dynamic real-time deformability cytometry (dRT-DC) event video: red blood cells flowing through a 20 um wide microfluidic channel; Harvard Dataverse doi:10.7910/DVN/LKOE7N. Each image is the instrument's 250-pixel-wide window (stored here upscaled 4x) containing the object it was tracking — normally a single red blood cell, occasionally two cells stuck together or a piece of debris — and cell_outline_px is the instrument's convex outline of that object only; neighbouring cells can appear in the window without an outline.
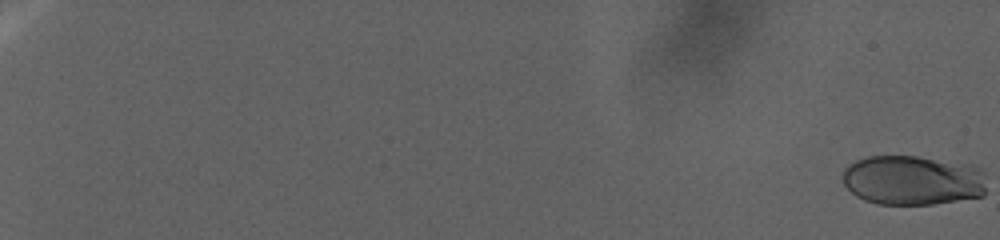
{"species": "human", "species_latin": "Homo sapiens", "temperature_condition": "warm", "stored_images_in_passage": 57, "camera_frame_rate_fps": 3000, "um_per_image_px": 0.085, "donor": {"sex": "female"}, "frame": {"image": 1, "passage_image": 1, "time_ms": 0.0, "image_size_px": [1000, 240], "cell_outline_px": [[984, 196], [932, 204], [876, 204], [864, 200], [856, 196], [844, 184], [844, 168], [848, 164], [856, 160], [868, 156], [916, 156], [972, 164], [980, 168], [984, 172]], "centroid_in_image_um": [77.59, 15.31], "position_along_channel_um": 7.4, "area_um2": 41.91}}
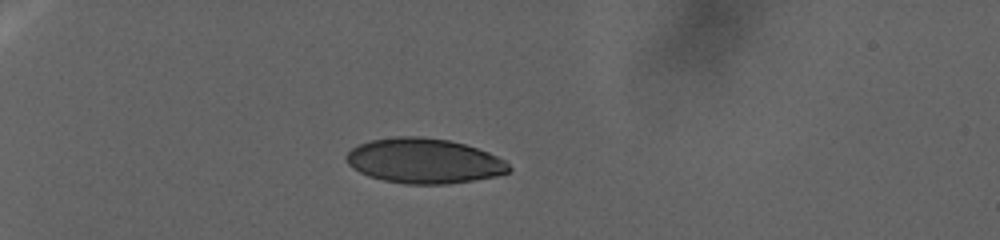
{"frame": {"image": 2, "passage_image": 34, "time_ms": 17.0, "image_size_px": [1000, 240], "cell_outline_px": [[512, 168], [508, 172], [496, 176], [448, 184], [404, 184], [384, 180], [368, 176], [352, 168], [348, 164], [348, 152], [352, 148], [360, 144], [372, 140], [396, 136], [420, 136], [448, 140], [464, 144], [488, 152], [504, 160]], "centroid_in_image_um": [36.05, 13.68], "position_along_channel_um": 49.0, "area_um2": 42.37}}
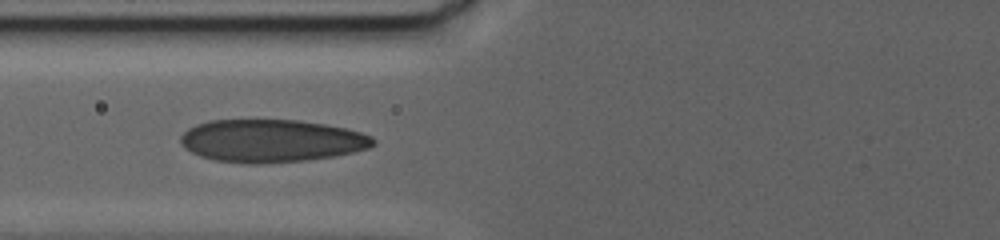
{"frame": {"image": 3, "passage_image": 56, "time_ms": 24.333, "image_size_px": [1000, 240], "cell_outline_px": [[376, 144], [368, 148], [352, 152], [332, 156], [304, 160], [260, 164], [244, 164], [216, 160], [200, 156], [184, 148], [180, 144], [180, 136], [188, 128], [196, 124], [208, 120], [296, 120], [324, 124], [344, 128], [360, 132], [372, 136], [376, 140]], "centroid_in_image_um": [23.03, 11.97], "position_along_channel_um": 102.8, "area_um2": 47.97}}